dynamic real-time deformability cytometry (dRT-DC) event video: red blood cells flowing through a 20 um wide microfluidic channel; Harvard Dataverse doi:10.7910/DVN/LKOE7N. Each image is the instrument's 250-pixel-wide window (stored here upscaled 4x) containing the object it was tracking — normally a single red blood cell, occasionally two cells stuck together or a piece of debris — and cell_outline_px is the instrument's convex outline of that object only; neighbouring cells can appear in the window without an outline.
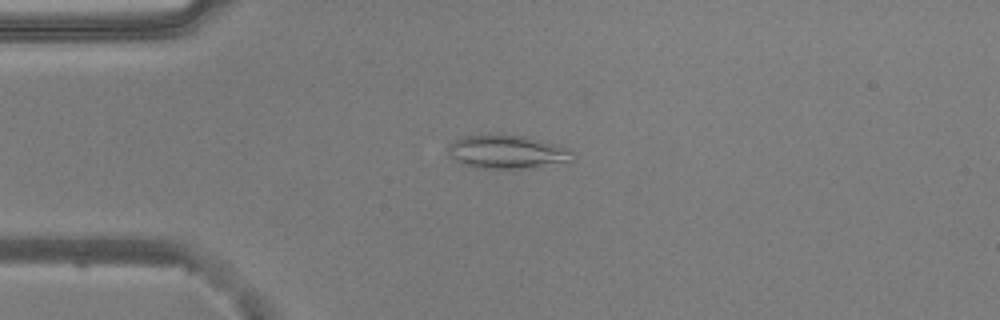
{"species": "common noctule bat (a hibernating species)", "species_latin": "Nyctalus noctula", "temperature_condition": "warm", "stored_images_in_passage": 52, "camera_frame_rate_fps": 3000, "um_per_image_px": 0.085, "animal": {"sex": "male", "body_mass_g": 20.5, "forearm_length_mm": 52.5}, "frame": {"image": 1, "passage_image": 12, "time_ms": 3.667, "image_size_px": [1000, 320], "cell_outline_px": [[576, 156], [572, 160], [528, 168], [484, 168], [460, 164], [448, 156], [448, 144], [464, 136], [524, 136], [540, 140], [568, 148]], "centroid_in_image_um": [43.07, 12.93], "position_along_channel_um": 41.9, "area_um2": 23.76}}
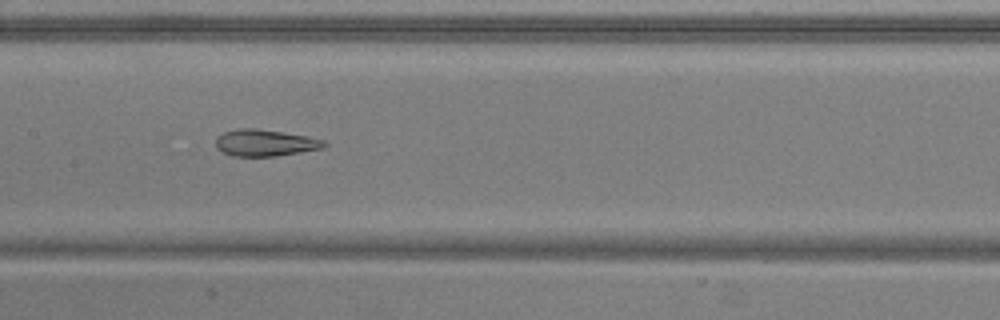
{"frame": {"image": 2, "passage_image": 25, "time_ms": 8.0, "image_size_px": [1000, 320], "cell_outline_px": [[328, 144], [324, 148], [276, 156], [232, 156], [220, 152], [216, 148], [216, 136], [224, 132], [240, 128], [256, 128], [308, 136], [324, 140]], "centroid_in_image_um": [22.51, 12.14], "position_along_channel_um": 184.9, "area_um2": 16.99}}
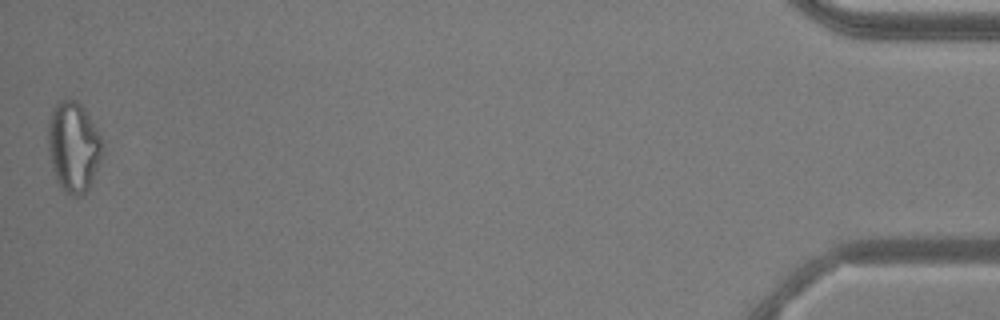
{"frame": {"image": 3, "passage_image": 52, "time_ms": 17.0, "image_size_px": [1000, 320], "cell_outline_px": [[104, 144], [100, 160], [88, 188], [80, 196], [76, 196], [64, 192], [60, 188], [56, 180], [52, 168], [48, 148], [48, 120], [52, 108], [56, 100], [76, 100], [84, 108], [104, 140]], "centroid_in_image_um": [6.23, 12.45], "position_along_channel_um": 429.0, "area_um2": 28.78}, "authors_computed_cell_mechanics": {"area_um2": 22.4553, "velocity_mm_per_s": 3.7797, "shape_relaxation_time_tau1_ms": null, "shape_relaxation_time_tau2_ms": 2.5422, "deformation_change_tau1": null, "deformation_change_tau2": 0.0933}}